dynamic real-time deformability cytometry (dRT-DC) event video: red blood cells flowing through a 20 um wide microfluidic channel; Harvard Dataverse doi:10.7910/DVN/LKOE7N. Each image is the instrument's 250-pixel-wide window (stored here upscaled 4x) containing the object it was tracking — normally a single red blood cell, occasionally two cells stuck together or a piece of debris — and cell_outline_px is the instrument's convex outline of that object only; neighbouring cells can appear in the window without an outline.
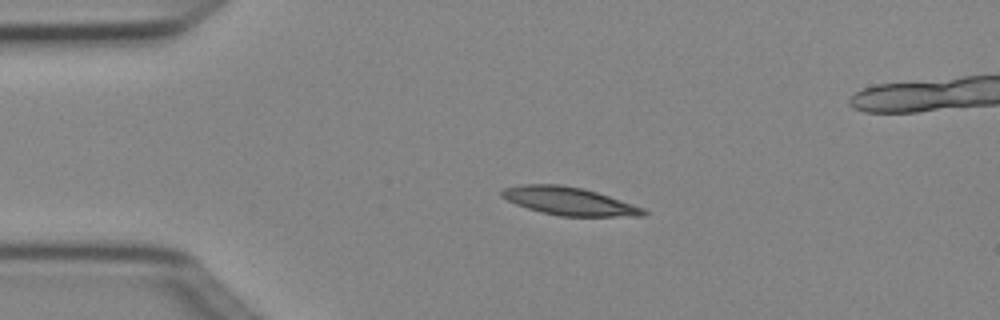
{"species": "Egyptian fruit bat (a non-hibernating species)", "species_latin": "Rousettus aegyptiacus", "temperature_condition": "cold", "stored_images_in_passage": 4, "camera_frame_rate_fps": 3000, "um_per_image_px": 0.085, "animal": {"sex": "female"}, "frame": {"image": 1, "passage_image": 2, "time_ms": 0.333, "image_size_px": [1000, 320], "cell_outline_px": [[648, 216], [560, 216], [528, 208], [516, 204], [500, 196], [500, 192], [504, 188], [520, 184], [560, 184], [584, 188], [644, 208], [648, 212]], "centroid_in_image_um": [48.38, 17.09], "position_along_channel_um": 36.6, "area_um2": 23.0}}